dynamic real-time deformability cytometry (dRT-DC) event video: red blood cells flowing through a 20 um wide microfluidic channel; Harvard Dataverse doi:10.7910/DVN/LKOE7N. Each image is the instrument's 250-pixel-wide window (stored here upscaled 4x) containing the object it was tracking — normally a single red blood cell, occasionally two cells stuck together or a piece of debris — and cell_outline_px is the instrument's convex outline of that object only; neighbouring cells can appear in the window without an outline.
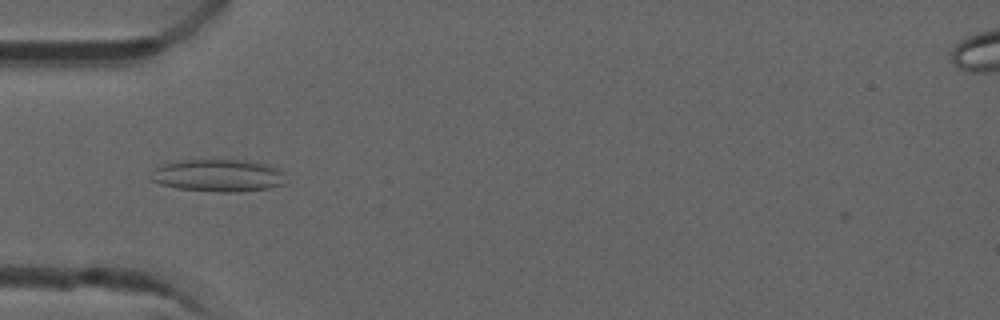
{"species": "common noctule bat (a hibernating species)", "species_latin": "Nyctalus noctula", "temperature_condition": "room temperature", "stored_images_in_passage": 25, "camera_frame_rate_fps": 3000, "um_per_image_px": 0.085, "animal": {"sex": "male", "forearm_length_mm": 52.5}, "frame": {"image": 1, "passage_image": 14, "time_ms": 4.333, "image_size_px": [1000, 320], "cell_outline_px": [[284, 184], [268, 188], [240, 192], [220, 192], [176, 188], [160, 184], [152, 180], [148, 176], [156, 168], [164, 164], [180, 160], [248, 160], [268, 164], [276, 168], [280, 172]], "centroid_in_image_um": [18.5, 14.92], "position_along_channel_um": 66.5, "area_um2": 25.32}}
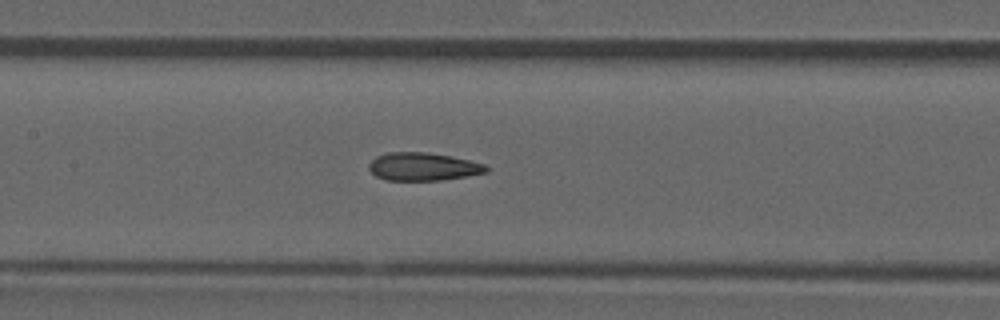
{"frame": {"image": 2, "passage_image": 22, "time_ms": 7.0, "image_size_px": [1000, 320], "cell_outline_px": [[488, 172], [440, 180], [388, 180], [376, 176], [368, 168], [368, 164], [376, 156], [388, 152], [424, 152], [448, 156], [488, 164]], "centroid_in_image_um": [35.95, 14.16], "position_along_channel_um": 171.5, "area_um2": 18.96}}
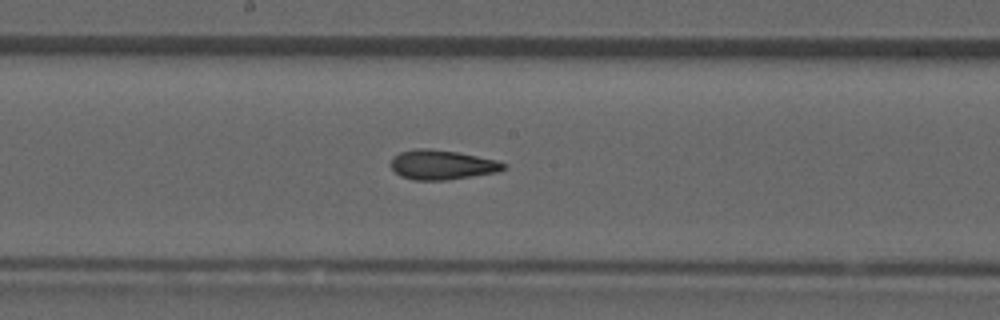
{"frame": {"image": 3, "passage_image": 25, "time_ms": 8.0, "image_size_px": [1000, 320], "cell_outline_px": [[508, 168], [496, 172], [472, 176], [444, 180], [412, 180], [400, 176], [392, 168], [392, 160], [400, 152], [416, 148], [428, 148], [456, 152], [496, 160], [508, 164]], "centroid_in_image_um": [37.59, 14.01], "position_along_channel_um": 210.6, "area_um2": 19.25}}